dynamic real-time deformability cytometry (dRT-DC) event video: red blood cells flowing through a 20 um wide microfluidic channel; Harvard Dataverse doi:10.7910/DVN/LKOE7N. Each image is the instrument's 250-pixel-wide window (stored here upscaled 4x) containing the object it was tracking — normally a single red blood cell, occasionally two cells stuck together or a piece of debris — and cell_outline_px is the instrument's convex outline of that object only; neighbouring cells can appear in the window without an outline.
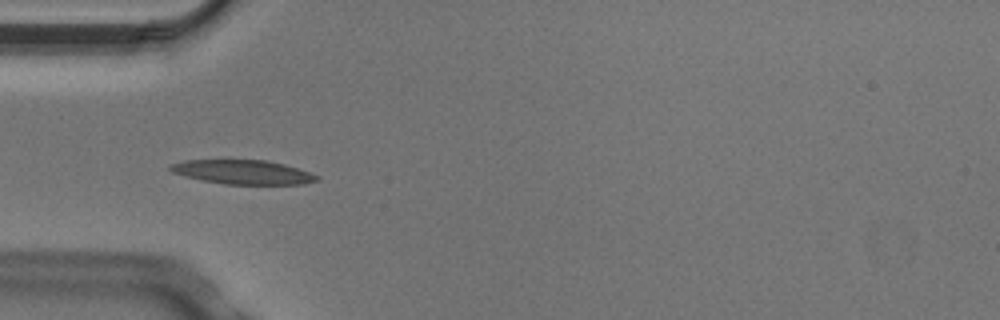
{"species": "Egyptian fruit bat (a non-hibernating species)", "species_latin": "Rousettus aegyptiacus", "temperature_condition": "cold", "stored_images_in_passage": 8, "camera_frame_rate_fps": 3000, "um_per_image_px": 0.085, "animal": {"sex": "male"}, "frame": {"image": 1, "passage_image": 5, "time_ms": 1.333, "image_size_px": [1000, 320], "cell_outline_px": [[320, 180], [304, 184], [224, 184], [200, 180], [184, 176], [172, 172], [168, 168], [168, 164], [184, 160], [264, 160], [284, 164], [320, 176]], "centroid_in_image_um": [20.6, 14.63], "position_along_channel_um": 64.4, "area_um2": 20.69}}
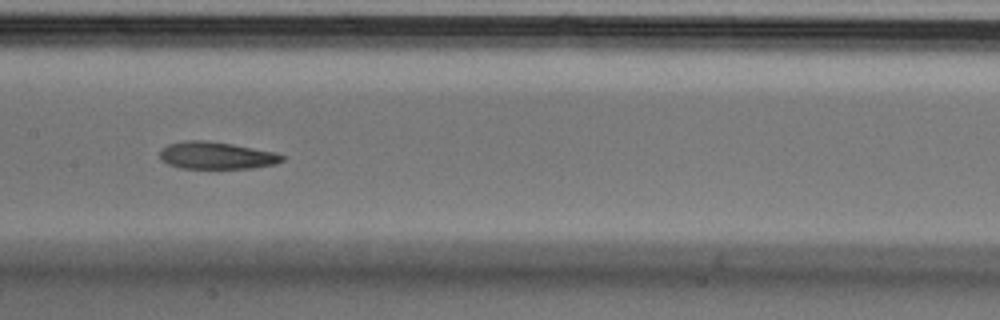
{"frame": {"image": 2, "passage_image": 8, "time_ms": 2.333, "image_size_px": [1000, 320], "cell_outline_px": [[284, 160], [276, 164], [252, 168], [180, 168], [168, 164], [160, 160], [160, 148], [168, 144], [184, 140], [204, 140], [232, 144], [276, 152], [284, 156]], "centroid_in_image_um": [18.37, 13.21], "position_along_channel_um": 189.0, "area_um2": 19.54}}